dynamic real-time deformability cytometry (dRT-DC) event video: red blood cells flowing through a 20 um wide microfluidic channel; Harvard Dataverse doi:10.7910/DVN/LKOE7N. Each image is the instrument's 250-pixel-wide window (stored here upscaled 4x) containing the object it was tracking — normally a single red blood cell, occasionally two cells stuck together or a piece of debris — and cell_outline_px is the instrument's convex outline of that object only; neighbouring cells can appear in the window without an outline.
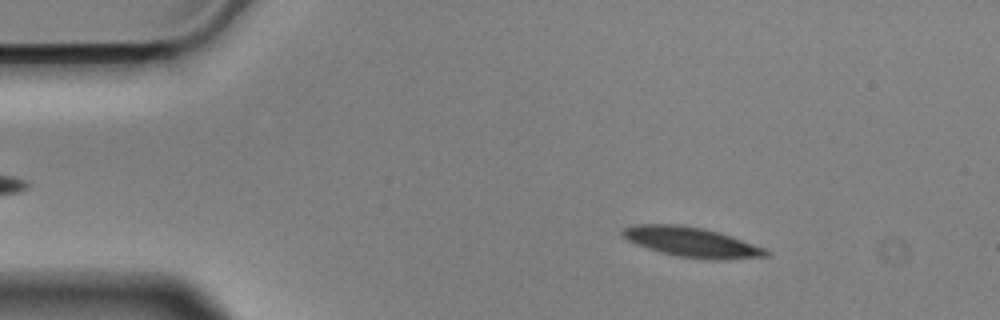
{"species": "Egyptian fruit bat (a non-hibernating species)", "species_latin": "Rousettus aegyptiacus", "temperature_condition": "cold", "stored_images_in_passage": 55, "camera_frame_rate_fps": 3000, "um_per_image_px": 0.085, "animal": {"sex": "male"}, "frame": {"image": 1, "passage_image": 7, "time_ms": 2.0, "image_size_px": [1000, 320], "cell_outline_px": [[772, 256], [720, 260], [704, 260], [676, 256], [660, 252], [636, 244], [620, 236], [620, 232], [624, 228], [636, 224], [680, 224], [704, 228], [720, 232], [764, 248], [772, 252]], "centroid_in_image_um": [58.8, 20.58], "position_along_channel_um": 26.2, "area_um2": 25.32}}
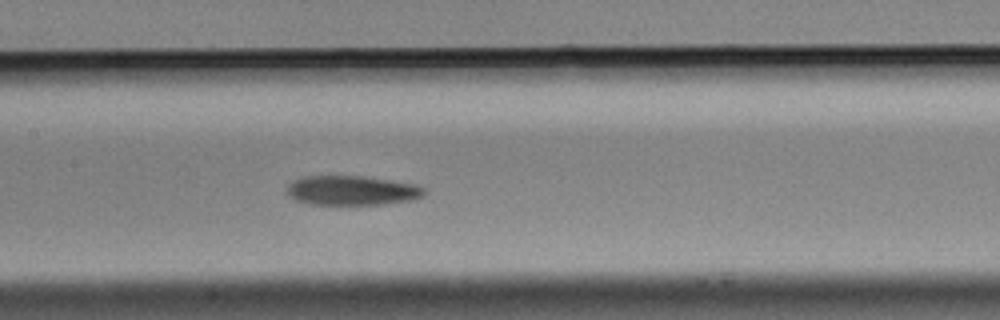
{"frame": {"image": 2, "passage_image": 25, "time_ms": 8.0, "image_size_px": [1000, 320], "cell_outline_px": [[424, 196], [412, 200], [384, 204], [312, 204], [296, 200], [288, 196], [288, 184], [292, 180], [304, 176], [364, 176], [416, 184], [424, 188]], "centroid_in_image_um": [29.91, 16.18], "position_along_channel_um": 177.5, "area_um2": 23.58}}
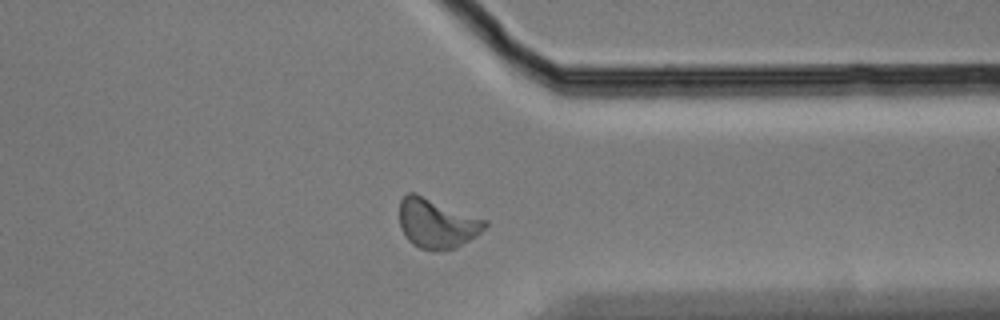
{"frame": {"image": 3, "passage_image": 42, "time_ms": 13.667, "image_size_px": [1000, 320], "cell_outline_px": [[488, 224], [476, 236], [456, 248], [432, 252], [420, 248], [412, 244], [404, 236], [400, 228], [400, 200], [408, 192], [416, 192], [488, 220]], "centroid_in_image_um": [37.12, 18.98], "position_along_channel_um": 374.3, "area_um2": 25.14}, "authors_computed_cell_mechanics": {"area_um2": 24.3916, "velocity_mm_per_s": 3.539, "shape_relaxation_time_tau1_ms": 4.6238, "shape_relaxation_time_tau2_ms": 6.5062, "deformation_change_tau1": 0.1305, "deformation_change_tau2": 0.1448}}